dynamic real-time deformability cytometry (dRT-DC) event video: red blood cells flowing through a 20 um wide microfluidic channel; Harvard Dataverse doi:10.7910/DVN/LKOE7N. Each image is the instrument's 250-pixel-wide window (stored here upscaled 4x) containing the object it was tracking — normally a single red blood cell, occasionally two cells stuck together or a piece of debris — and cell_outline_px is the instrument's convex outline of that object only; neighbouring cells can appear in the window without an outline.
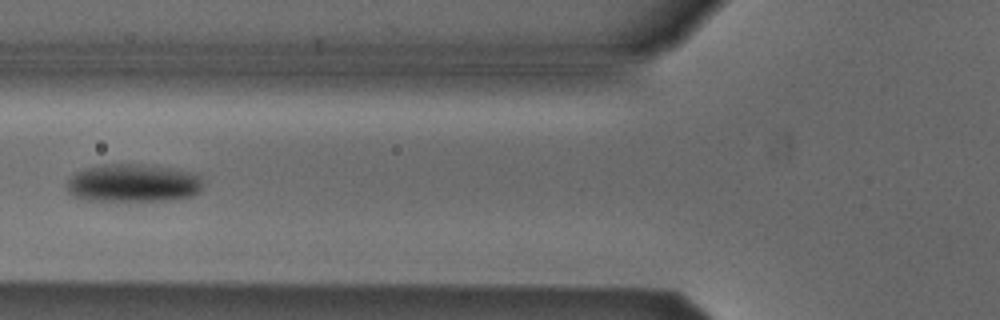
{"species": "Egyptian fruit bat (a non-hibernating species)", "species_latin": "Rousettus aegyptiacus", "temperature_condition": "cold", "stored_images_in_passage": 5, "camera_frame_rate_fps": 3000, "um_per_image_px": 0.085, "animal": {"sex": "male"}, "frame": {"image": 1, "passage_image": 5, "time_ms": 4.667, "image_size_px": [1000, 320], "cell_outline_px": [[200, 192], [192, 196], [168, 200], [88, 200], [72, 196], [68, 192], [68, 180], [76, 172], [84, 168], [100, 164], [140, 164], [168, 168], [200, 176]], "centroid_in_image_um": [11.25, 15.56], "position_along_channel_um": 114.6, "area_um2": 29.71}}